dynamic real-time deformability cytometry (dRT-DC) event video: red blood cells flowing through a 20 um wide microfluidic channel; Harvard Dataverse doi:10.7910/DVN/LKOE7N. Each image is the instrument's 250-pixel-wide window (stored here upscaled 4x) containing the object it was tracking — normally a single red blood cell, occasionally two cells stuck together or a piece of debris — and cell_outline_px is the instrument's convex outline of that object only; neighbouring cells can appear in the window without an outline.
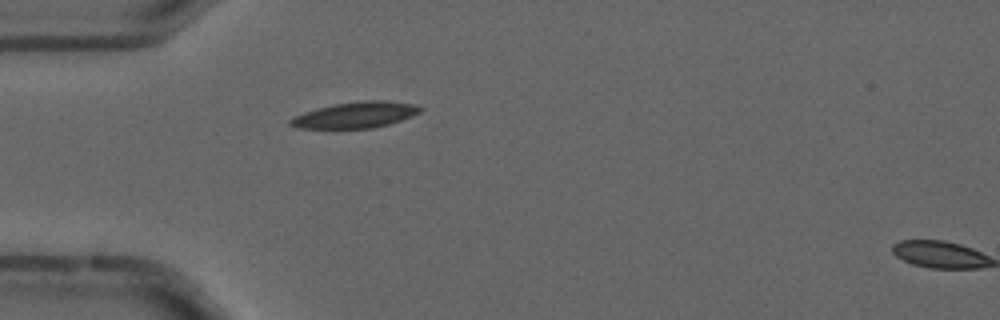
{"species": "common noctule bat (a hibernating species)", "species_latin": "Nyctalus noctula", "temperature_condition": "cold", "stored_images_in_passage": 2, "camera_frame_rate_fps": 3000, "um_per_image_px": 0.085, "animal": {"sex": "male", "forearm_length_mm": 52.5}, "frame": {"image": 1, "passage_image": 1, "time_ms": 0.0, "image_size_px": [1000, 320], "cell_outline_px": [[424, 108], [420, 112], [412, 116], [388, 124], [372, 128], [296, 128], [288, 124], [288, 120], [304, 112], [336, 104], [364, 100], [384, 100], [412, 104]], "centroid_in_image_um": [30.22, 9.77], "position_along_channel_um": 54.8, "area_um2": 19.42}}